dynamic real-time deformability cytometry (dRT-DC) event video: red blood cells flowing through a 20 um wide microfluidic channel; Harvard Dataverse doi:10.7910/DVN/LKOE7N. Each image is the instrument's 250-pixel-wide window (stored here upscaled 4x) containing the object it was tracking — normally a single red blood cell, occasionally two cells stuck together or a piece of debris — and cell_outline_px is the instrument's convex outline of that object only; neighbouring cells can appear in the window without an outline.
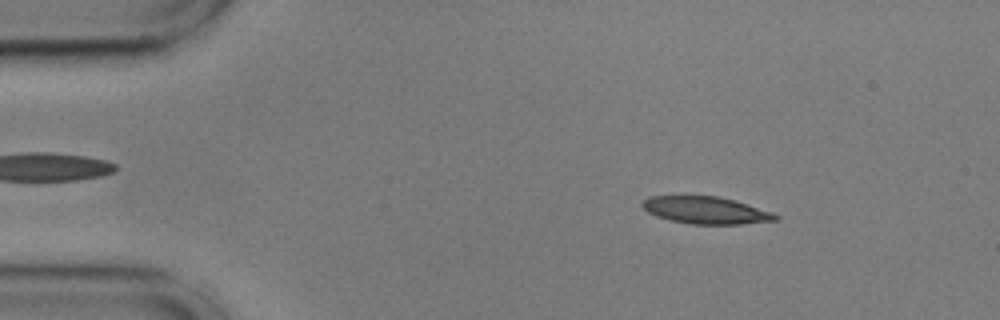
{"species": "common noctule bat (a hibernating species)", "species_latin": "Nyctalus noctula", "temperature_condition": "cold", "stored_images_in_passage": 54, "camera_frame_rate_fps": 3000, "um_per_image_px": 0.085, "animal": {"sex": "male", "body_mass_g": 17.9, "forearm_length_mm": 54.2}, "frame": {"image": 1, "passage_image": 7, "time_ms": 2.0, "image_size_px": [1000, 320], "cell_outline_px": [[780, 220], [740, 224], [688, 224], [668, 220], [656, 216], [648, 212], [640, 204], [648, 196], [716, 196], [736, 200], [772, 212], [780, 216]], "centroid_in_image_um": [60.01, 17.87], "position_along_channel_um": 25.0, "area_um2": 21.27}}
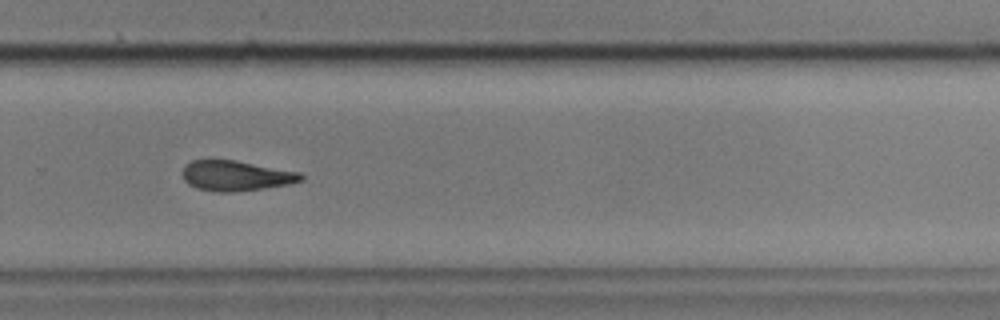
{"frame": {"image": 2, "passage_image": 36, "time_ms": 11.667, "image_size_px": [1000, 320], "cell_outline_px": [[304, 180], [292, 184], [240, 192], [216, 192], [196, 188], [188, 184], [184, 180], [184, 164], [192, 160], [236, 160], [300, 172], [304, 176]], "centroid_in_image_um": [20.1, 14.95], "position_along_channel_um": 309.7, "area_um2": 21.15}}
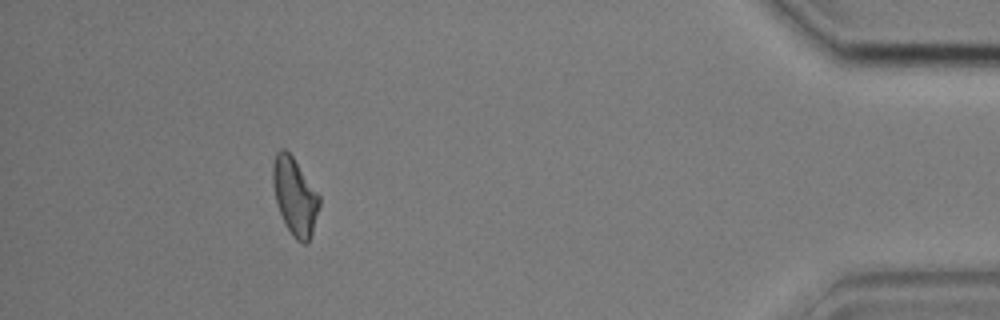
{"frame": {"image": 3, "passage_image": 49, "time_ms": 16.0, "image_size_px": [1000, 320], "cell_outline_px": [[320, 204], [312, 232], [308, 244], [304, 244], [296, 240], [292, 236], [284, 224], [276, 204], [272, 184], [272, 164], [276, 152], [280, 148], [284, 148], [292, 156], [320, 196]], "centroid_in_image_um": [25.03, 16.71], "position_along_channel_um": 410.2, "area_um2": 21.1}, "authors_computed_cell_mechanics": {"area_um2": 21.2993, "velocity_mm_per_s": 3.6076, "shape_relaxation_time_tau1_ms": 6.357, "shape_relaxation_time_tau2_ms": 4.378, "deformation_change_tau1": 0.1691, "deformation_change_tau2": 0.1376}}